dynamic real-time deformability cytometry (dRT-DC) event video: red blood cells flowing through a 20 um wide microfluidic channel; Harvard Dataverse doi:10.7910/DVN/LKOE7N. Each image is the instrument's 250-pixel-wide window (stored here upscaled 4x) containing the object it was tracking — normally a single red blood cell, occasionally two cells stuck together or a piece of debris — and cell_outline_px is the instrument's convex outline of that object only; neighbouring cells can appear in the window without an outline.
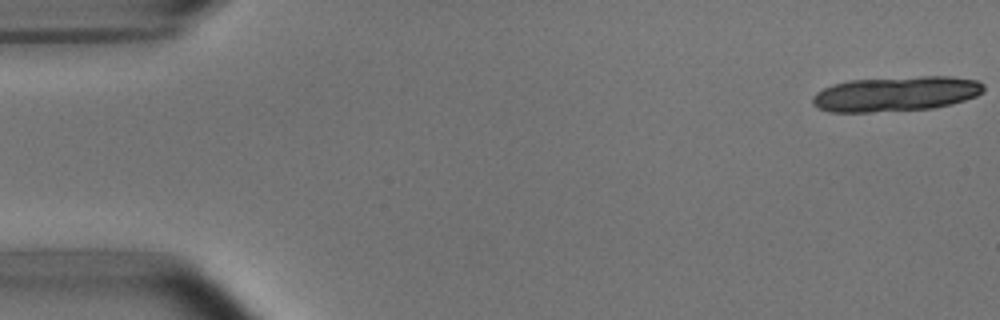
{"species": "common noctule bat (a hibernating species)", "species_latin": "Nyctalus noctula", "temperature_condition": "room temperature", "stored_images_in_passage": 21, "camera_frame_rate_fps": 3000, "um_per_image_px": 0.085, "animal": {"sex": "male", "body_mass_g": 15.6}, "frame": {"image": 1, "passage_image": 1, "time_ms": 0.0, "image_size_px": [1000, 320], "cell_outline_px": [[984, 92], [976, 96], [952, 104], [932, 108], [872, 112], [828, 112], [812, 104], [812, 96], [816, 92], [832, 84], [848, 80], [920, 76], [952, 76], [976, 80], [984, 84]], "centroid_in_image_um": [76.14, 7.97], "position_along_channel_um": 8.9, "area_um2": 35.08}}